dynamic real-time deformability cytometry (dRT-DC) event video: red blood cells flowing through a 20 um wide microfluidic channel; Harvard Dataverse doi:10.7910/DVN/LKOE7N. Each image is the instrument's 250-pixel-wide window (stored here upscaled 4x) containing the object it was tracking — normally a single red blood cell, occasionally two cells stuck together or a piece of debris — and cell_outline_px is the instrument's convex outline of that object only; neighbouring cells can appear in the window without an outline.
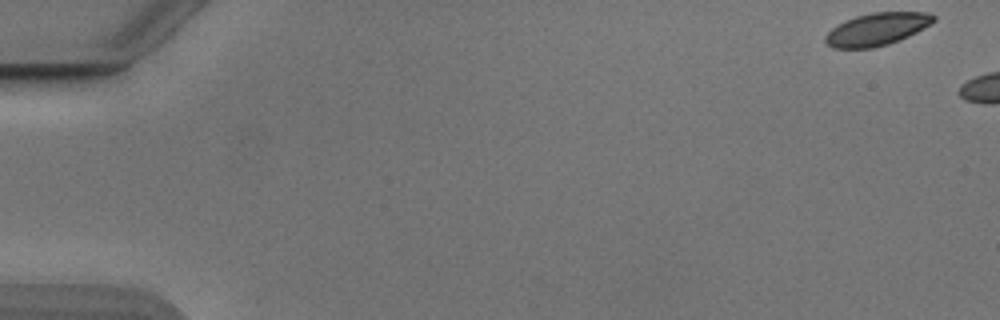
{"species": "Egyptian fruit bat (a non-hibernating species)", "species_latin": "Rousettus aegyptiacus", "temperature_condition": "cold", "stored_images_in_passage": 5, "camera_frame_rate_fps": 3000, "um_per_image_px": 0.085, "animal": {"sex": "male"}, "frame": {"image": 1, "passage_image": 1, "time_ms": 0.0, "image_size_px": [1000, 320], "cell_outline_px": [[936, 20], [924, 28], [900, 40], [888, 44], [872, 48], [832, 48], [824, 40], [824, 36], [836, 24], [844, 20], [856, 16], [872, 12], [928, 12], [936, 16]], "centroid_in_image_um": [74.53, 2.47], "position_along_channel_um": 10.5, "area_um2": 20.63}}